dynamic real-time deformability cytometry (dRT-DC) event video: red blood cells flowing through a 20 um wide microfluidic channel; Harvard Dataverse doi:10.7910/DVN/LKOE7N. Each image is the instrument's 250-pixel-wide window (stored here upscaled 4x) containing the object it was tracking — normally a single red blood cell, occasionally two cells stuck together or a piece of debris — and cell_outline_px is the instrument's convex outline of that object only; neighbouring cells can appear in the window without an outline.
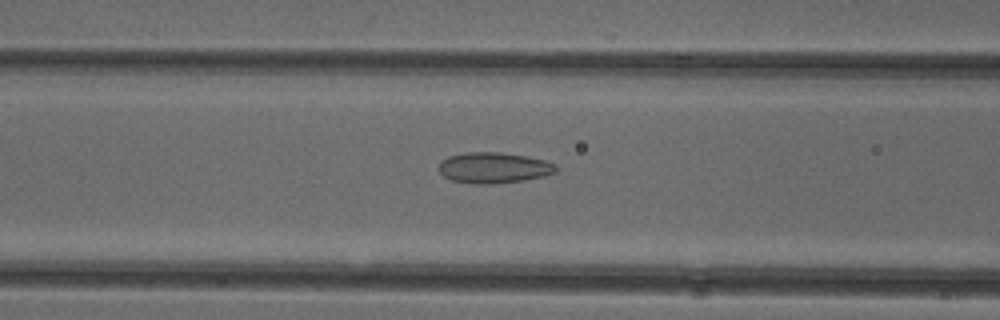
{"species": "common noctule bat (a hibernating species)", "species_latin": "Nyctalus noctula", "temperature_condition": "cold", "stored_images_in_passage": 52, "camera_frame_rate_fps": 3000, "um_per_image_px": 0.085, "animal": {"sex": "female"}, "frame": {"image": 1, "passage_image": 21, "time_ms": 6.667, "image_size_px": [1000, 320], "cell_outline_px": [[556, 172], [544, 176], [524, 180], [488, 184], [476, 184], [452, 180], [444, 176], [436, 168], [448, 156], [464, 152], [500, 152], [528, 156], [544, 160], [556, 164]], "centroid_in_image_um": [41.97, 14.25], "position_along_channel_um": 124.6, "area_um2": 21.04}}
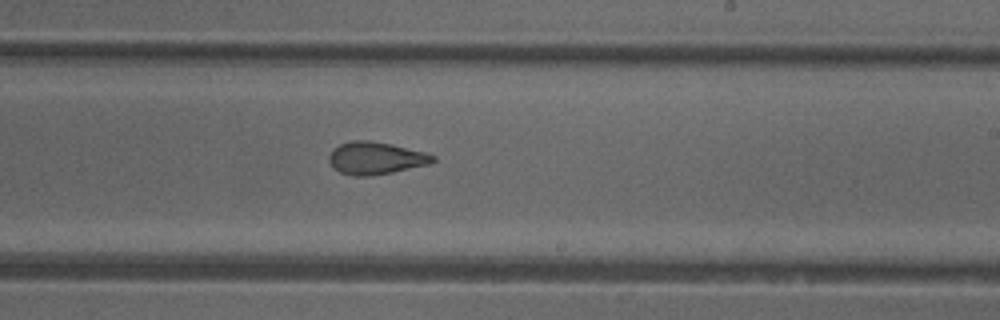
{"frame": {"image": 2, "passage_image": 31, "time_ms": 10.0, "image_size_px": [1000, 320], "cell_outline_px": [[436, 160], [428, 164], [392, 172], [368, 176], [352, 176], [340, 172], [328, 160], [328, 156], [340, 144], [352, 140], [368, 140], [392, 144], [424, 152], [436, 156]], "centroid_in_image_um": [31.94, 13.44], "position_along_channel_um": 257.1, "area_um2": 19.36}}
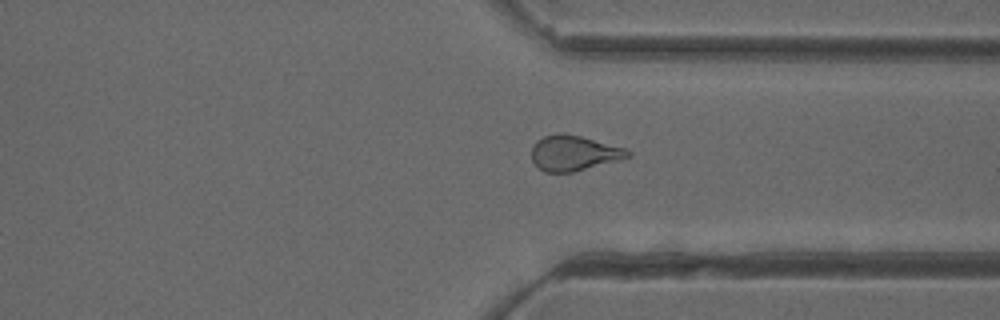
{"frame": {"image": 3, "passage_image": 39, "time_ms": 12.667, "image_size_px": [1000, 320], "cell_outline_px": [[632, 156], [620, 160], [572, 172], [544, 172], [532, 160], [532, 148], [536, 140], [544, 136], [556, 132], [564, 132], [580, 136], [624, 148], [632, 152]], "centroid_in_image_um": [48.77, 13.0], "position_along_channel_um": 362.6, "area_um2": 19.77}, "authors_computed_cell_mechanics": {"area_um2": 20.9814, "velocity_mm_per_s": 3.9637, "shape_relaxation_time_tau1_ms": null, "shape_relaxation_time_tau2_ms": 1.4263, "deformation_change_tau1": null, "deformation_change_tau2": 0.0812}}